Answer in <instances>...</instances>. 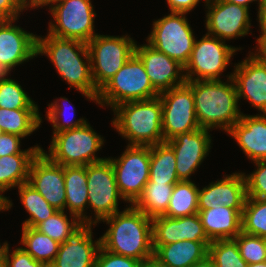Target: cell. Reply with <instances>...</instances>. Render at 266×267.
Here are the masks:
<instances>
[{"instance_id":"obj_1","label":"cell","mask_w":266,"mask_h":267,"mask_svg":"<svg viewBox=\"0 0 266 267\" xmlns=\"http://www.w3.org/2000/svg\"><path fill=\"white\" fill-rule=\"evenodd\" d=\"M129 205L102 220L109 225V229L101 236V246L111 253L144 263L154 254L152 218Z\"/></svg>"},{"instance_id":"obj_2","label":"cell","mask_w":266,"mask_h":267,"mask_svg":"<svg viewBox=\"0 0 266 267\" xmlns=\"http://www.w3.org/2000/svg\"><path fill=\"white\" fill-rule=\"evenodd\" d=\"M36 54L46 55L50 59L69 88L74 87L87 100L96 101L99 90L93 82L87 43L48 33L46 37L37 36Z\"/></svg>"},{"instance_id":"obj_3","label":"cell","mask_w":266,"mask_h":267,"mask_svg":"<svg viewBox=\"0 0 266 267\" xmlns=\"http://www.w3.org/2000/svg\"><path fill=\"white\" fill-rule=\"evenodd\" d=\"M222 80L186 81L192 88L195 114L201 128L228 132L241 119L232 73Z\"/></svg>"},{"instance_id":"obj_4","label":"cell","mask_w":266,"mask_h":267,"mask_svg":"<svg viewBox=\"0 0 266 267\" xmlns=\"http://www.w3.org/2000/svg\"><path fill=\"white\" fill-rule=\"evenodd\" d=\"M114 129L128 139V145L153 146L163 143L162 104L160 97L129 101L113 109Z\"/></svg>"},{"instance_id":"obj_5","label":"cell","mask_w":266,"mask_h":267,"mask_svg":"<svg viewBox=\"0 0 266 267\" xmlns=\"http://www.w3.org/2000/svg\"><path fill=\"white\" fill-rule=\"evenodd\" d=\"M159 94L152 86L143 62L134 54L99 89L96 103L102 107L110 106L113 109L125 102L152 99L159 96Z\"/></svg>"},{"instance_id":"obj_6","label":"cell","mask_w":266,"mask_h":267,"mask_svg":"<svg viewBox=\"0 0 266 267\" xmlns=\"http://www.w3.org/2000/svg\"><path fill=\"white\" fill-rule=\"evenodd\" d=\"M104 139L88 122L69 130L55 133L49 146V153L41 151L53 162L62 166H86L107 158L96 156L104 145Z\"/></svg>"},{"instance_id":"obj_7","label":"cell","mask_w":266,"mask_h":267,"mask_svg":"<svg viewBox=\"0 0 266 267\" xmlns=\"http://www.w3.org/2000/svg\"><path fill=\"white\" fill-rule=\"evenodd\" d=\"M136 41L129 35L97 34L87 43L91 74L99 90L135 54Z\"/></svg>"},{"instance_id":"obj_8","label":"cell","mask_w":266,"mask_h":267,"mask_svg":"<svg viewBox=\"0 0 266 267\" xmlns=\"http://www.w3.org/2000/svg\"><path fill=\"white\" fill-rule=\"evenodd\" d=\"M50 4L49 11L54 23L49 22V34L84 43L98 34L94 30L97 14L91 0H55Z\"/></svg>"},{"instance_id":"obj_9","label":"cell","mask_w":266,"mask_h":267,"mask_svg":"<svg viewBox=\"0 0 266 267\" xmlns=\"http://www.w3.org/2000/svg\"><path fill=\"white\" fill-rule=\"evenodd\" d=\"M187 13L170 12L153 22L147 43L185 67L195 43Z\"/></svg>"},{"instance_id":"obj_10","label":"cell","mask_w":266,"mask_h":267,"mask_svg":"<svg viewBox=\"0 0 266 267\" xmlns=\"http://www.w3.org/2000/svg\"><path fill=\"white\" fill-rule=\"evenodd\" d=\"M239 50L241 48L232 47L217 37L205 34L200 40H195L189 61L184 67L185 80H221L220 75Z\"/></svg>"},{"instance_id":"obj_11","label":"cell","mask_w":266,"mask_h":267,"mask_svg":"<svg viewBox=\"0 0 266 267\" xmlns=\"http://www.w3.org/2000/svg\"><path fill=\"white\" fill-rule=\"evenodd\" d=\"M126 147L120 157L108 159L112 163L120 195L132 205L149 181L150 146Z\"/></svg>"},{"instance_id":"obj_12","label":"cell","mask_w":266,"mask_h":267,"mask_svg":"<svg viewBox=\"0 0 266 267\" xmlns=\"http://www.w3.org/2000/svg\"><path fill=\"white\" fill-rule=\"evenodd\" d=\"M88 207L94 210L93 224L97 225L106 217L119 212L120 195L115 172L111 161L107 158L101 162L86 165Z\"/></svg>"},{"instance_id":"obj_13","label":"cell","mask_w":266,"mask_h":267,"mask_svg":"<svg viewBox=\"0 0 266 267\" xmlns=\"http://www.w3.org/2000/svg\"><path fill=\"white\" fill-rule=\"evenodd\" d=\"M159 97L162 104L164 142L178 134L201 128L195 114L192 88L186 82L161 92Z\"/></svg>"},{"instance_id":"obj_14","label":"cell","mask_w":266,"mask_h":267,"mask_svg":"<svg viewBox=\"0 0 266 267\" xmlns=\"http://www.w3.org/2000/svg\"><path fill=\"white\" fill-rule=\"evenodd\" d=\"M205 6L208 9L205 15L206 34L223 41L249 34V8L224 0H209Z\"/></svg>"},{"instance_id":"obj_15","label":"cell","mask_w":266,"mask_h":267,"mask_svg":"<svg viewBox=\"0 0 266 267\" xmlns=\"http://www.w3.org/2000/svg\"><path fill=\"white\" fill-rule=\"evenodd\" d=\"M16 20H0V74L37 57V35L13 25Z\"/></svg>"},{"instance_id":"obj_16","label":"cell","mask_w":266,"mask_h":267,"mask_svg":"<svg viewBox=\"0 0 266 267\" xmlns=\"http://www.w3.org/2000/svg\"><path fill=\"white\" fill-rule=\"evenodd\" d=\"M28 183L56 210L65 211L64 166L51 161L42 151L33 158Z\"/></svg>"},{"instance_id":"obj_17","label":"cell","mask_w":266,"mask_h":267,"mask_svg":"<svg viewBox=\"0 0 266 267\" xmlns=\"http://www.w3.org/2000/svg\"><path fill=\"white\" fill-rule=\"evenodd\" d=\"M210 130L199 128L166 141L174 150L176 171L180 181H191L190 176L199 168L211 149Z\"/></svg>"},{"instance_id":"obj_18","label":"cell","mask_w":266,"mask_h":267,"mask_svg":"<svg viewBox=\"0 0 266 267\" xmlns=\"http://www.w3.org/2000/svg\"><path fill=\"white\" fill-rule=\"evenodd\" d=\"M232 79L236 87L238 101L243 98L266 114V63L253 52L245 60L234 66Z\"/></svg>"},{"instance_id":"obj_19","label":"cell","mask_w":266,"mask_h":267,"mask_svg":"<svg viewBox=\"0 0 266 267\" xmlns=\"http://www.w3.org/2000/svg\"><path fill=\"white\" fill-rule=\"evenodd\" d=\"M92 223H82L60 244L53 267H95L101 237L93 241Z\"/></svg>"},{"instance_id":"obj_20","label":"cell","mask_w":266,"mask_h":267,"mask_svg":"<svg viewBox=\"0 0 266 267\" xmlns=\"http://www.w3.org/2000/svg\"><path fill=\"white\" fill-rule=\"evenodd\" d=\"M135 54L143 62L152 86L159 93L186 82L184 67L148 43L140 46L136 43Z\"/></svg>"},{"instance_id":"obj_21","label":"cell","mask_w":266,"mask_h":267,"mask_svg":"<svg viewBox=\"0 0 266 267\" xmlns=\"http://www.w3.org/2000/svg\"><path fill=\"white\" fill-rule=\"evenodd\" d=\"M224 178L211 182L198 191V210H208L216 205L227 208L244 209L247 199L244 173L223 175Z\"/></svg>"},{"instance_id":"obj_22","label":"cell","mask_w":266,"mask_h":267,"mask_svg":"<svg viewBox=\"0 0 266 267\" xmlns=\"http://www.w3.org/2000/svg\"><path fill=\"white\" fill-rule=\"evenodd\" d=\"M153 246L176 243L178 241H210L204 232L197 214L178 218L156 216L152 218Z\"/></svg>"},{"instance_id":"obj_23","label":"cell","mask_w":266,"mask_h":267,"mask_svg":"<svg viewBox=\"0 0 266 267\" xmlns=\"http://www.w3.org/2000/svg\"><path fill=\"white\" fill-rule=\"evenodd\" d=\"M252 162L266 160V114L241 115L227 132Z\"/></svg>"},{"instance_id":"obj_24","label":"cell","mask_w":266,"mask_h":267,"mask_svg":"<svg viewBox=\"0 0 266 267\" xmlns=\"http://www.w3.org/2000/svg\"><path fill=\"white\" fill-rule=\"evenodd\" d=\"M243 209L227 208L224 205L208 210H198V216L210 241L234 239L241 231Z\"/></svg>"},{"instance_id":"obj_25","label":"cell","mask_w":266,"mask_h":267,"mask_svg":"<svg viewBox=\"0 0 266 267\" xmlns=\"http://www.w3.org/2000/svg\"><path fill=\"white\" fill-rule=\"evenodd\" d=\"M211 241L183 240L172 244L153 246V258L166 267H191L208 256Z\"/></svg>"},{"instance_id":"obj_26","label":"cell","mask_w":266,"mask_h":267,"mask_svg":"<svg viewBox=\"0 0 266 267\" xmlns=\"http://www.w3.org/2000/svg\"><path fill=\"white\" fill-rule=\"evenodd\" d=\"M65 209L68 208L70 214L77 216L82 223H92V216L86 215L88 208V189L86 166H64ZM86 208V209H85Z\"/></svg>"},{"instance_id":"obj_27","label":"cell","mask_w":266,"mask_h":267,"mask_svg":"<svg viewBox=\"0 0 266 267\" xmlns=\"http://www.w3.org/2000/svg\"><path fill=\"white\" fill-rule=\"evenodd\" d=\"M180 182L176 171L174 150L167 143L150 146V169L147 183L176 184Z\"/></svg>"},{"instance_id":"obj_28","label":"cell","mask_w":266,"mask_h":267,"mask_svg":"<svg viewBox=\"0 0 266 267\" xmlns=\"http://www.w3.org/2000/svg\"><path fill=\"white\" fill-rule=\"evenodd\" d=\"M38 153H17L0 157V194L28 182L31 161Z\"/></svg>"},{"instance_id":"obj_29","label":"cell","mask_w":266,"mask_h":267,"mask_svg":"<svg viewBox=\"0 0 266 267\" xmlns=\"http://www.w3.org/2000/svg\"><path fill=\"white\" fill-rule=\"evenodd\" d=\"M42 123L39 109L0 108V127L4 133L25 138L39 129Z\"/></svg>"},{"instance_id":"obj_30","label":"cell","mask_w":266,"mask_h":267,"mask_svg":"<svg viewBox=\"0 0 266 267\" xmlns=\"http://www.w3.org/2000/svg\"><path fill=\"white\" fill-rule=\"evenodd\" d=\"M174 185L147 183L142 194L132 205L150 218L161 216L167 211Z\"/></svg>"},{"instance_id":"obj_31","label":"cell","mask_w":266,"mask_h":267,"mask_svg":"<svg viewBox=\"0 0 266 267\" xmlns=\"http://www.w3.org/2000/svg\"><path fill=\"white\" fill-rule=\"evenodd\" d=\"M21 245L35 260L42 264H52L60 243L50 238L48 235L37 230L35 227L22 226Z\"/></svg>"},{"instance_id":"obj_32","label":"cell","mask_w":266,"mask_h":267,"mask_svg":"<svg viewBox=\"0 0 266 267\" xmlns=\"http://www.w3.org/2000/svg\"><path fill=\"white\" fill-rule=\"evenodd\" d=\"M199 187L193 181H180L172 190V195L163 214L171 218L191 216L198 213Z\"/></svg>"},{"instance_id":"obj_33","label":"cell","mask_w":266,"mask_h":267,"mask_svg":"<svg viewBox=\"0 0 266 267\" xmlns=\"http://www.w3.org/2000/svg\"><path fill=\"white\" fill-rule=\"evenodd\" d=\"M21 204L25 207L29 218L22 225L25 227H36L58 210L52 207L44 197L28 182L17 187Z\"/></svg>"},{"instance_id":"obj_34","label":"cell","mask_w":266,"mask_h":267,"mask_svg":"<svg viewBox=\"0 0 266 267\" xmlns=\"http://www.w3.org/2000/svg\"><path fill=\"white\" fill-rule=\"evenodd\" d=\"M241 224L244 233L266 238V199L247 197Z\"/></svg>"},{"instance_id":"obj_35","label":"cell","mask_w":266,"mask_h":267,"mask_svg":"<svg viewBox=\"0 0 266 267\" xmlns=\"http://www.w3.org/2000/svg\"><path fill=\"white\" fill-rule=\"evenodd\" d=\"M0 74V108L6 109H39L18 81Z\"/></svg>"},{"instance_id":"obj_36","label":"cell","mask_w":266,"mask_h":267,"mask_svg":"<svg viewBox=\"0 0 266 267\" xmlns=\"http://www.w3.org/2000/svg\"><path fill=\"white\" fill-rule=\"evenodd\" d=\"M70 218L71 221L65 211H57L35 228L62 244L82 224V221L77 216L70 214Z\"/></svg>"},{"instance_id":"obj_37","label":"cell","mask_w":266,"mask_h":267,"mask_svg":"<svg viewBox=\"0 0 266 267\" xmlns=\"http://www.w3.org/2000/svg\"><path fill=\"white\" fill-rule=\"evenodd\" d=\"M208 256L216 267H248L234 239L211 241Z\"/></svg>"},{"instance_id":"obj_38","label":"cell","mask_w":266,"mask_h":267,"mask_svg":"<svg viewBox=\"0 0 266 267\" xmlns=\"http://www.w3.org/2000/svg\"><path fill=\"white\" fill-rule=\"evenodd\" d=\"M234 240L238 244L241 257L248 265L266 261L265 238L241 231Z\"/></svg>"},{"instance_id":"obj_39","label":"cell","mask_w":266,"mask_h":267,"mask_svg":"<svg viewBox=\"0 0 266 267\" xmlns=\"http://www.w3.org/2000/svg\"><path fill=\"white\" fill-rule=\"evenodd\" d=\"M63 101L66 103V105L64 104H59L60 102L59 101ZM67 103H69V106L71 107L70 105V101L68 100V98H65V97H61L59 100L56 99V101L52 102L51 104L49 103L48 104V111H46V118L48 119L49 122L52 123V126H53V135L55 133H58V132H61V131H64V130H69V129H74V128H77L83 124H85L87 122V119L85 120L84 118H79L77 121H73L74 119V116L75 115V107H72V113L70 115H72V118L68 120V118H65V112L66 111V107L67 106ZM68 109H71V108H68ZM65 119H64V118ZM71 117V116H70Z\"/></svg>"},{"instance_id":"obj_40","label":"cell","mask_w":266,"mask_h":267,"mask_svg":"<svg viewBox=\"0 0 266 267\" xmlns=\"http://www.w3.org/2000/svg\"><path fill=\"white\" fill-rule=\"evenodd\" d=\"M255 171L245 175L247 197L266 199V160L253 162Z\"/></svg>"},{"instance_id":"obj_41","label":"cell","mask_w":266,"mask_h":267,"mask_svg":"<svg viewBox=\"0 0 266 267\" xmlns=\"http://www.w3.org/2000/svg\"><path fill=\"white\" fill-rule=\"evenodd\" d=\"M142 262L131 257H126L122 255H117L105 250L100 246L95 267H141Z\"/></svg>"},{"instance_id":"obj_42","label":"cell","mask_w":266,"mask_h":267,"mask_svg":"<svg viewBox=\"0 0 266 267\" xmlns=\"http://www.w3.org/2000/svg\"><path fill=\"white\" fill-rule=\"evenodd\" d=\"M23 138L14 134L4 133L0 136V157L5 155H12L17 153H39L41 151V147L36 145L34 147H30L27 150L20 149V143Z\"/></svg>"},{"instance_id":"obj_43","label":"cell","mask_w":266,"mask_h":267,"mask_svg":"<svg viewBox=\"0 0 266 267\" xmlns=\"http://www.w3.org/2000/svg\"><path fill=\"white\" fill-rule=\"evenodd\" d=\"M9 245L6 249L5 259L7 267H42L44 264L35 260L22 247H16L9 254Z\"/></svg>"},{"instance_id":"obj_44","label":"cell","mask_w":266,"mask_h":267,"mask_svg":"<svg viewBox=\"0 0 266 267\" xmlns=\"http://www.w3.org/2000/svg\"><path fill=\"white\" fill-rule=\"evenodd\" d=\"M27 8V0H0V20H17Z\"/></svg>"},{"instance_id":"obj_45","label":"cell","mask_w":266,"mask_h":267,"mask_svg":"<svg viewBox=\"0 0 266 267\" xmlns=\"http://www.w3.org/2000/svg\"><path fill=\"white\" fill-rule=\"evenodd\" d=\"M201 0H167L170 12L188 13L192 11ZM209 0H204L205 4Z\"/></svg>"},{"instance_id":"obj_46","label":"cell","mask_w":266,"mask_h":267,"mask_svg":"<svg viewBox=\"0 0 266 267\" xmlns=\"http://www.w3.org/2000/svg\"><path fill=\"white\" fill-rule=\"evenodd\" d=\"M258 43L255 54L262 62L266 63V34H260V36L256 39Z\"/></svg>"},{"instance_id":"obj_47","label":"cell","mask_w":266,"mask_h":267,"mask_svg":"<svg viewBox=\"0 0 266 267\" xmlns=\"http://www.w3.org/2000/svg\"><path fill=\"white\" fill-rule=\"evenodd\" d=\"M257 15L259 28H261L260 33L266 34V0H264L261 6L259 7Z\"/></svg>"},{"instance_id":"obj_48","label":"cell","mask_w":266,"mask_h":267,"mask_svg":"<svg viewBox=\"0 0 266 267\" xmlns=\"http://www.w3.org/2000/svg\"><path fill=\"white\" fill-rule=\"evenodd\" d=\"M55 0H27L28 7L31 8H37L42 6H48L50 3H52Z\"/></svg>"},{"instance_id":"obj_49","label":"cell","mask_w":266,"mask_h":267,"mask_svg":"<svg viewBox=\"0 0 266 267\" xmlns=\"http://www.w3.org/2000/svg\"><path fill=\"white\" fill-rule=\"evenodd\" d=\"M224 1L231 2V3L237 4V5H242V6L247 7V8H249V4L251 2L256 1V2H258L257 6L259 9V7L261 6V4L263 3L264 0H224Z\"/></svg>"},{"instance_id":"obj_50","label":"cell","mask_w":266,"mask_h":267,"mask_svg":"<svg viewBox=\"0 0 266 267\" xmlns=\"http://www.w3.org/2000/svg\"><path fill=\"white\" fill-rule=\"evenodd\" d=\"M12 205V201L8 197L0 194V211L9 210Z\"/></svg>"},{"instance_id":"obj_51","label":"cell","mask_w":266,"mask_h":267,"mask_svg":"<svg viewBox=\"0 0 266 267\" xmlns=\"http://www.w3.org/2000/svg\"><path fill=\"white\" fill-rule=\"evenodd\" d=\"M191 267H216V265L209 256H207L204 260L193 264Z\"/></svg>"},{"instance_id":"obj_52","label":"cell","mask_w":266,"mask_h":267,"mask_svg":"<svg viewBox=\"0 0 266 267\" xmlns=\"http://www.w3.org/2000/svg\"><path fill=\"white\" fill-rule=\"evenodd\" d=\"M141 267H166V266L159 263L156 259L150 258L147 261H145L144 263H142Z\"/></svg>"},{"instance_id":"obj_53","label":"cell","mask_w":266,"mask_h":267,"mask_svg":"<svg viewBox=\"0 0 266 267\" xmlns=\"http://www.w3.org/2000/svg\"><path fill=\"white\" fill-rule=\"evenodd\" d=\"M8 245V242H4L2 246L0 244V260L5 258V253Z\"/></svg>"},{"instance_id":"obj_54","label":"cell","mask_w":266,"mask_h":267,"mask_svg":"<svg viewBox=\"0 0 266 267\" xmlns=\"http://www.w3.org/2000/svg\"><path fill=\"white\" fill-rule=\"evenodd\" d=\"M248 267H266V261L248 265Z\"/></svg>"},{"instance_id":"obj_55","label":"cell","mask_w":266,"mask_h":267,"mask_svg":"<svg viewBox=\"0 0 266 267\" xmlns=\"http://www.w3.org/2000/svg\"><path fill=\"white\" fill-rule=\"evenodd\" d=\"M0 267H7L6 259L0 260Z\"/></svg>"},{"instance_id":"obj_56","label":"cell","mask_w":266,"mask_h":267,"mask_svg":"<svg viewBox=\"0 0 266 267\" xmlns=\"http://www.w3.org/2000/svg\"><path fill=\"white\" fill-rule=\"evenodd\" d=\"M42 267H53L52 264H45Z\"/></svg>"},{"instance_id":"obj_57","label":"cell","mask_w":266,"mask_h":267,"mask_svg":"<svg viewBox=\"0 0 266 267\" xmlns=\"http://www.w3.org/2000/svg\"><path fill=\"white\" fill-rule=\"evenodd\" d=\"M4 134L3 129L0 127V136Z\"/></svg>"}]
</instances>
